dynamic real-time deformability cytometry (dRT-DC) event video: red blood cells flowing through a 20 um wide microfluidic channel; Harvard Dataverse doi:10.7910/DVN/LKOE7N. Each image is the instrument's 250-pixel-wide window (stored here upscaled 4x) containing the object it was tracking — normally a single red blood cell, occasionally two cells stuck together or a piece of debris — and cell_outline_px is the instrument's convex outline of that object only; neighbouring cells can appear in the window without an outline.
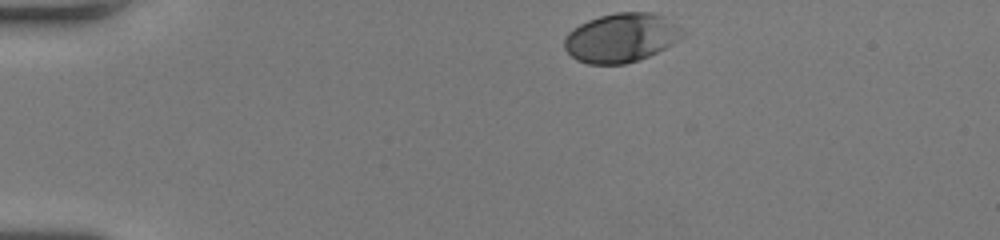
{"species": "human", "species_latin": "Homo sapiens", "temperature_condition": "room temperature", "stored_images_in_passage": 36, "camera_frame_rate_fps": 3000, "um_per_image_px": 0.085, "donor": {"sex": "female"}, "frame": {"image": 1, "passage_image": 1, "time_ms": 0.0, "image_size_px": [1000, 240], "cell_outline_px": [[688, 32], [684, 36], [672, 44], [640, 60], [624, 64], [588, 64], [576, 60], [564, 48], [564, 36], [572, 28], [588, 20], [600, 16], [616, 12], [652, 12], [660, 16]], "centroid_in_image_um": [52.78, 3.21], "position_along_channel_um": 32.2, "area_um2": 33.76}}
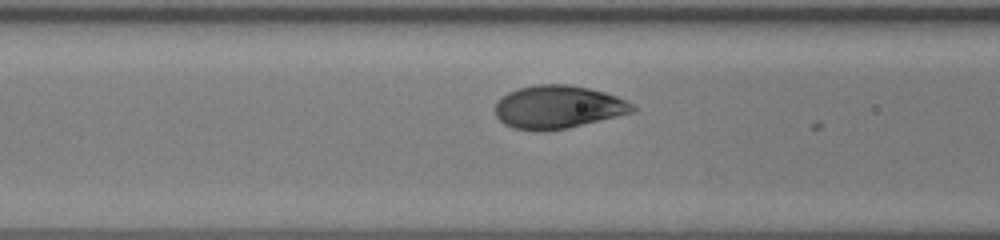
{"frame": {"image": 2, "passage_image": 13, "time_ms": 4.0, "image_size_px": [1000, 240], "cell_outline_px": [[640, 108], [632, 112], [568, 128], [540, 132], [536, 132], [512, 128], [504, 124], [496, 116], [496, 100], [508, 92], [516, 88], [536, 84], [568, 84], [588, 88], [604, 92], [616, 96]], "centroid_in_image_um": [47.39, 9.1], "position_along_channel_um": 119.2, "area_um2": 34.68}}
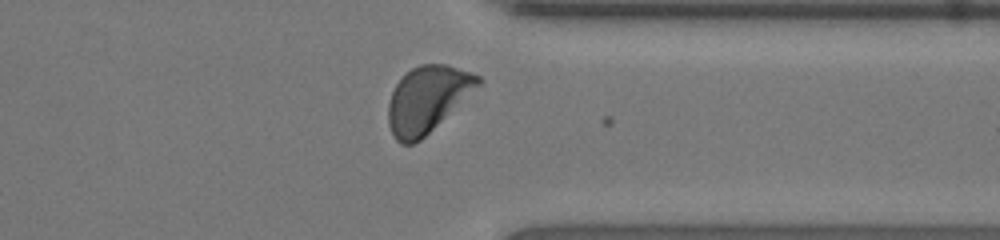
{"frame": {"image": 3, "passage_image": 32, "time_ms": 10.333, "image_size_px": [1000, 240], "cell_outline_px": [[484, 80], [480, 84], [420, 140], [412, 144], [400, 144], [392, 136], [388, 124], [388, 104], [392, 92], [396, 84], [412, 68], [420, 64], [444, 64], [472, 72], [480, 76]], "centroid_in_image_um": [36.29, 8.43], "position_along_channel_um": 375.1, "area_um2": 34.1}, "authors_computed_cell_mechanics": {"area_um2": 34.5066, "velocity_mm_per_s": 4.0517, "shape_relaxation_time_tau1_ms": 2.0474, "shape_relaxation_time_tau2_ms": null, "deformation_change_tau1": 0.1322, "deformation_change_tau2": null}}